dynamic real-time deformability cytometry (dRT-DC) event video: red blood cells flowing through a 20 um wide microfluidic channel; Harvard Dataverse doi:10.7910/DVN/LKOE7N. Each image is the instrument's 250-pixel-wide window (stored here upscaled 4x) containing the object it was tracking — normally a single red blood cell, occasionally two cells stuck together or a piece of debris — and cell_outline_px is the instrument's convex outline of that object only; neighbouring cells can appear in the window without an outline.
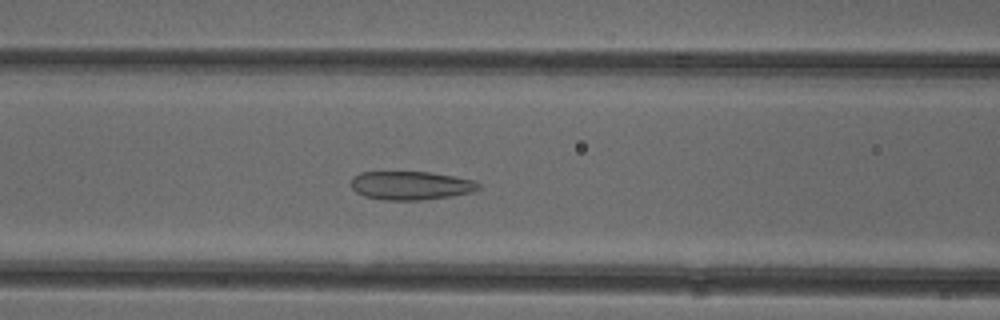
{"species": "common noctule bat (a hibernating species)", "species_latin": "Nyctalus noctula", "temperature_condition": "cold", "stored_images_in_passage": 53, "camera_frame_rate_fps": 3000, "um_per_image_px": 0.085, "animal": {"sex": "female"}, "frame": {"image": 1, "passage_image": 22, "time_ms": 7.0, "image_size_px": [1000, 320], "cell_outline_px": [[480, 188], [472, 192], [452, 196], [420, 200], [384, 200], [364, 196], [356, 192], [352, 188], [352, 176], [360, 172], [428, 172], [452, 176], [472, 180], [480, 184]], "centroid_in_image_um": [34.9, 15.77], "position_along_channel_um": 131.7, "area_um2": 21.15}}
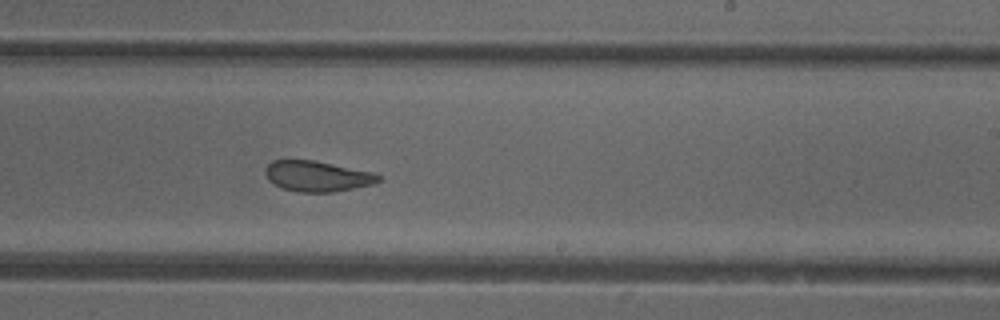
{"frame": {"image": 2, "passage_image": 32, "time_ms": 10.333, "image_size_px": [1000, 320], "cell_outline_px": [[384, 180], [372, 184], [332, 192], [300, 192], [284, 188], [268, 180], [264, 172], [264, 168], [272, 160], [312, 160], [372, 172], [380, 176]], "centroid_in_image_um": [26.95, 14.97], "position_along_channel_um": 262.1, "area_um2": 19.94}}
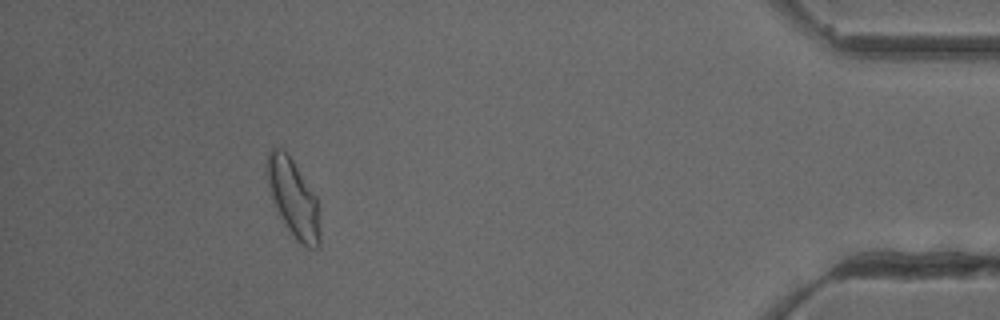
{"frame": {"image": 3, "passage_image": 48, "time_ms": 15.667, "image_size_px": [1000, 320], "cell_outline_px": [[320, 248], [308, 248], [300, 244], [296, 240], [284, 224], [272, 200], [268, 188], [264, 168], [264, 164], [268, 152], [272, 148], [284, 148], [316, 196], [320, 232]], "centroid_in_image_um": [24.89, 16.83], "position_along_channel_um": 410.3, "area_um2": 24.28}, "authors_computed_cell_mechanics": {"area_um2": 23.12, "velocity_mm_per_s": 3.9143, "shape_relaxation_time_tau1_ms": null, "shape_relaxation_time_tau2_ms": 1.2164, "deformation_change_tau1": null, "deformation_change_tau2": 0.0781}}